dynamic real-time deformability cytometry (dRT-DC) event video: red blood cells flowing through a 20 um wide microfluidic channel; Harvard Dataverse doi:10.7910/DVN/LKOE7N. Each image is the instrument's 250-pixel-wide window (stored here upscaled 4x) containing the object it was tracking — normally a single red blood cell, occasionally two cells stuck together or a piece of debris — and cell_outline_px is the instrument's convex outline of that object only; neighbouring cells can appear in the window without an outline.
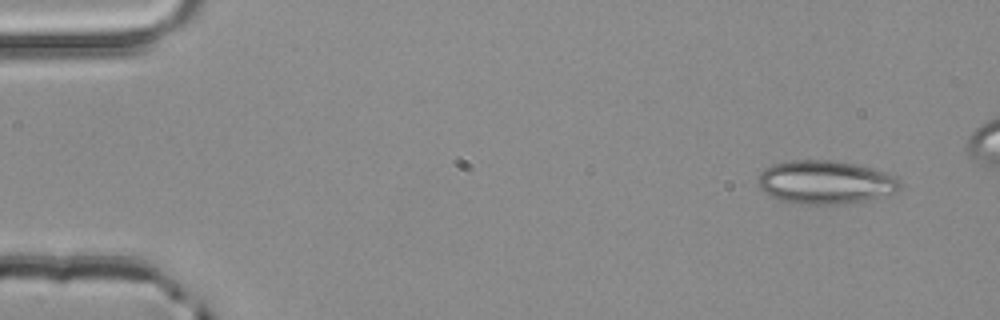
{"species": "common noctule bat (a hibernating species)", "species_latin": "Nyctalus noctula", "temperature_condition": "room temperature", "stored_images_in_passage": 4, "camera_frame_rate_fps": 3000, "um_per_image_px": 0.085, "animal": {"sex": "male", "body_mass_g": 20.4}, "frame": {"image": 1, "passage_image": 1, "time_ms": 0.0, "image_size_px": [1000, 320], "cell_outline_px": [[900, 188], [896, 192], [872, 200], [844, 204], [796, 204], [780, 200], [772, 196], [760, 188], [756, 184], [756, 180], [760, 172], [764, 168], [772, 164], [792, 160], [828, 160], [852, 164], [872, 168], [896, 176], [900, 180]], "centroid_in_image_um": [70.15, 15.5], "position_along_channel_um": 14.9, "area_um2": 36.24}}